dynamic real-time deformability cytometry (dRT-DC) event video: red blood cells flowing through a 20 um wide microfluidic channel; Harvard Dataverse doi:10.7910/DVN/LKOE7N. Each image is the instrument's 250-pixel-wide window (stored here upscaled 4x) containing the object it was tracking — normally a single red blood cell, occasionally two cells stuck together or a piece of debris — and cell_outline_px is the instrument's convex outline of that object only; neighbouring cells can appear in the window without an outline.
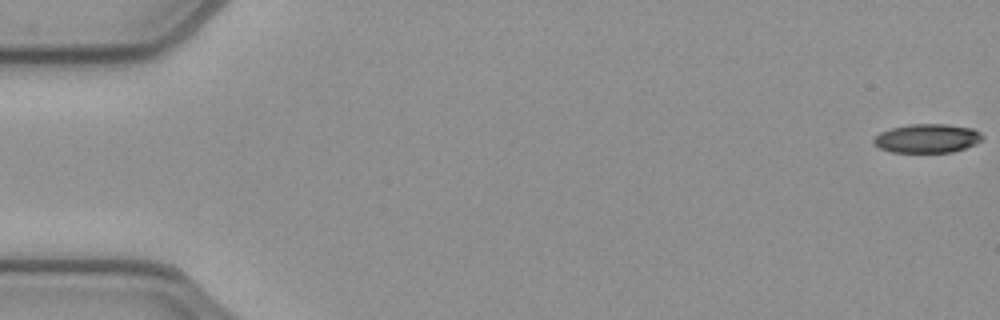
{"species": "common noctule bat (a hibernating species)", "species_latin": "Nyctalus noctula", "temperature_condition": "cold", "stored_images_in_passage": 53, "camera_frame_rate_fps": 3000, "um_per_image_px": 0.085, "animal": {"sex": "female", "body_mass_g": 21.9}, "frame": {"image": 1, "passage_image": 1, "time_ms": 0.0, "image_size_px": [1000, 320], "cell_outline_px": [[984, 140], [976, 144], [952, 152], [892, 152], [880, 148], [872, 144], [872, 140], [880, 132], [892, 128], [908, 124], [948, 124], [972, 128], [980, 132], [984, 136]], "centroid_in_image_um": [78.83, 11.76], "position_along_channel_um": 6.2, "area_um2": 18.44}}
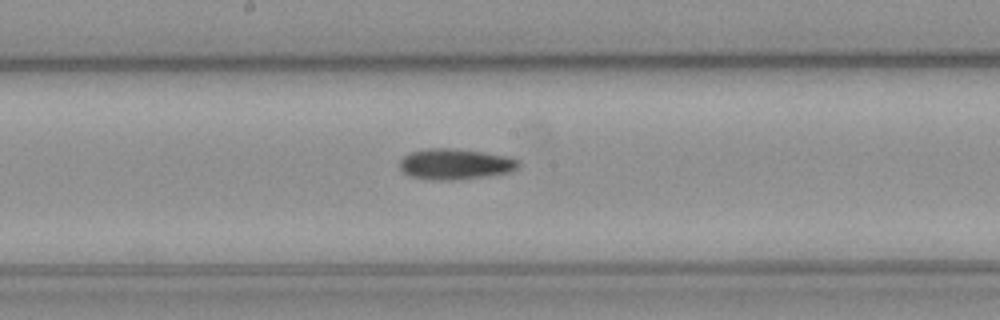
{"frame": {"image": 2, "passage_image": 28, "time_ms": 9.0, "image_size_px": [1000, 320], "cell_outline_px": [[520, 164], [512, 172], [456, 180], [432, 180], [408, 176], [400, 168], [400, 160], [404, 156], [412, 152], [428, 148], [456, 148], [484, 152], [508, 156], [520, 160]], "centroid_in_image_um": [38.71, 13.94], "position_along_channel_um": 209.5, "area_um2": 21.44}}
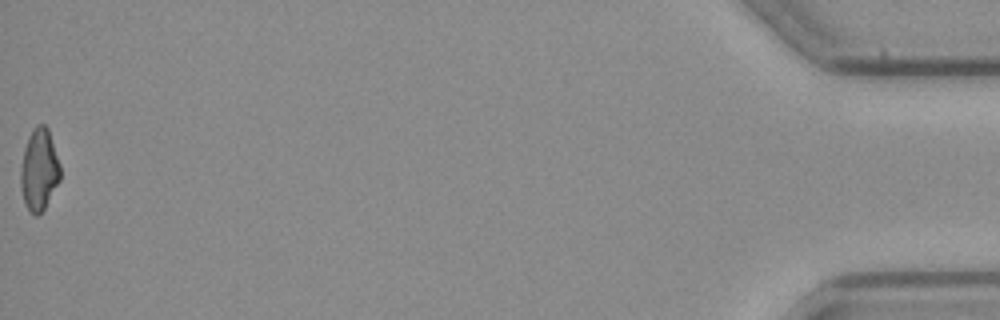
{"frame": {"image": 3, "passage_image": 53, "time_ms": 17.333, "image_size_px": [1000, 320], "cell_outline_px": [[60, 180], [44, 208], [36, 216], [28, 208], [24, 200], [20, 188], [20, 168], [24, 148], [28, 136], [32, 128], [36, 124], [44, 124], [48, 128], [60, 164]], "centroid_in_image_um": [3.32, 14.37], "position_along_channel_um": 431.9, "area_um2": 18.84}}